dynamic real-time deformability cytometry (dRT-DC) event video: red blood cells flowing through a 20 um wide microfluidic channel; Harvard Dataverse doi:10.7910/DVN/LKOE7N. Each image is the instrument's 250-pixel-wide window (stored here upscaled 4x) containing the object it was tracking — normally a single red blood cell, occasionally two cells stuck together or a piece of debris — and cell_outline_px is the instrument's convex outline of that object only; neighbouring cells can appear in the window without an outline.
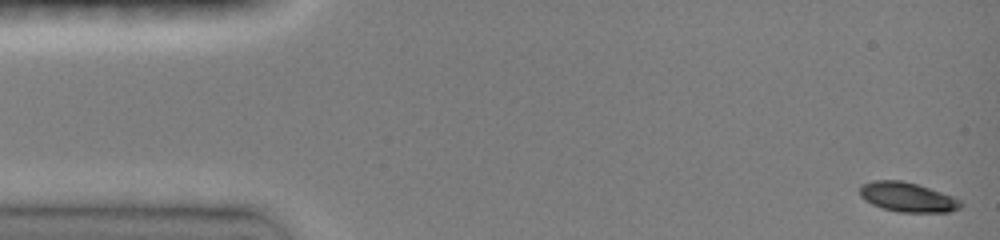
{"species": "common noctule bat (a hibernating species)", "species_latin": "Nyctalus noctula", "temperature_condition": "room temperature", "stored_images_in_passage": 23, "camera_frame_rate_fps": 3000, "um_per_image_px": 0.085, "animal": {"sex": "female", "body_mass_g": 19.0, "forearm_length_mm": 51.5}, "frame": {"image": 1, "passage_image": 1, "time_ms": 0.0, "image_size_px": [1000, 240], "cell_outline_px": [[964, 204], [960, 208], [948, 212], [900, 212], [884, 208], [872, 204], [864, 200], [860, 196], [860, 184], [872, 180], [900, 180], [916, 184], [952, 196], [960, 200]], "centroid_in_image_um": [77.11, 16.75], "position_along_channel_um": 7.9, "area_um2": 17.28}}
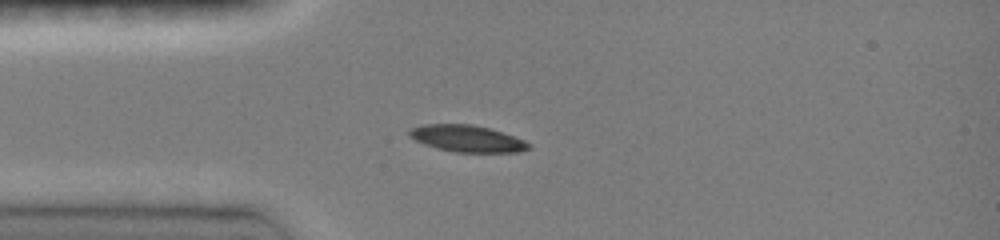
{"frame": {"image": 2, "passage_image": 9, "time_ms": 3.667, "image_size_px": [1000, 240], "cell_outline_px": [[532, 148], [520, 152], [456, 152], [424, 144], [408, 136], [408, 128], [424, 124], [472, 124], [488, 128], [524, 140], [532, 144]], "centroid_in_image_um": [39.7, 11.77], "position_along_channel_um": 45.3, "area_um2": 18.5}}
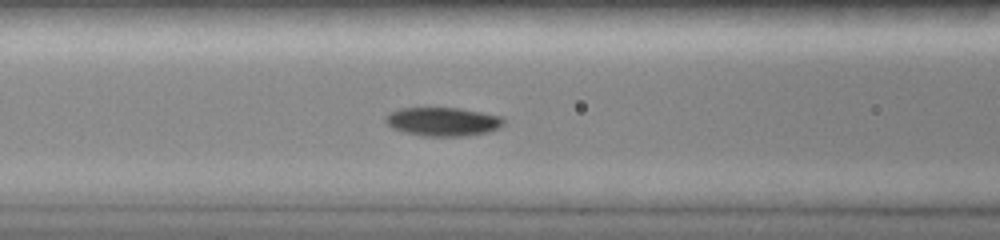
{"frame": {"image": 3, "passage_image": 15, "time_ms": 6.0, "image_size_px": [1000, 240], "cell_outline_px": [[504, 124], [500, 128], [488, 132], [468, 136], [420, 136], [404, 132], [392, 128], [384, 120], [384, 116], [388, 112], [400, 108], [460, 108], [500, 116], [504, 120]], "centroid_in_image_um": [37.61, 10.34], "position_along_channel_um": 129.0, "area_um2": 19.94}}